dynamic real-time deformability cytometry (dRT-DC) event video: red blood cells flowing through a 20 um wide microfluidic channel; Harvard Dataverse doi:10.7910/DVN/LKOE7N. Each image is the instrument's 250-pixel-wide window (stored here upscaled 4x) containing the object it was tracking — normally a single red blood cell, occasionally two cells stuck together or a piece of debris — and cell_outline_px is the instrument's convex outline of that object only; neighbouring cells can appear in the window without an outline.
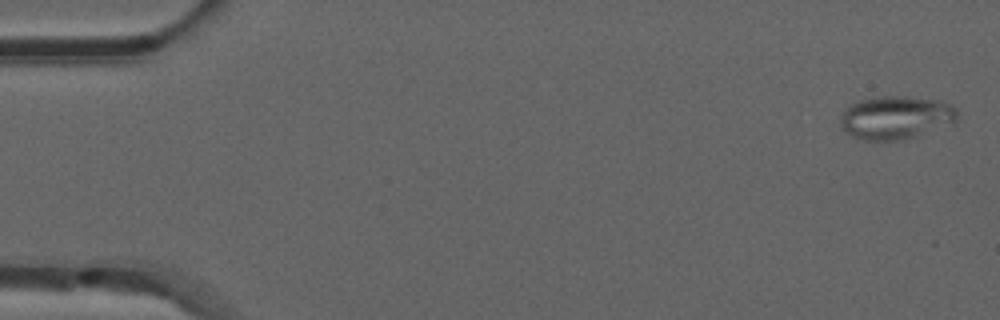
{"species": "common noctule bat (a hibernating species)", "species_latin": "Nyctalus noctula", "temperature_condition": "room temperature", "stored_images_in_passage": 5, "camera_frame_rate_fps": 3000, "um_per_image_px": 0.085, "animal": {"sex": "male", "forearm_length_mm": 52.5}, "frame": {"image": 1, "passage_image": 1, "time_ms": 0.0, "image_size_px": [1000, 320], "cell_outline_px": [[956, 124], [904, 140], [864, 140], [852, 136], [840, 124], [840, 116], [852, 104], [860, 100], [880, 96], [908, 96], [940, 100], [952, 104], [956, 108]], "centroid_in_image_um": [76.22, 9.99], "position_along_channel_um": 8.8, "area_um2": 29.71}}